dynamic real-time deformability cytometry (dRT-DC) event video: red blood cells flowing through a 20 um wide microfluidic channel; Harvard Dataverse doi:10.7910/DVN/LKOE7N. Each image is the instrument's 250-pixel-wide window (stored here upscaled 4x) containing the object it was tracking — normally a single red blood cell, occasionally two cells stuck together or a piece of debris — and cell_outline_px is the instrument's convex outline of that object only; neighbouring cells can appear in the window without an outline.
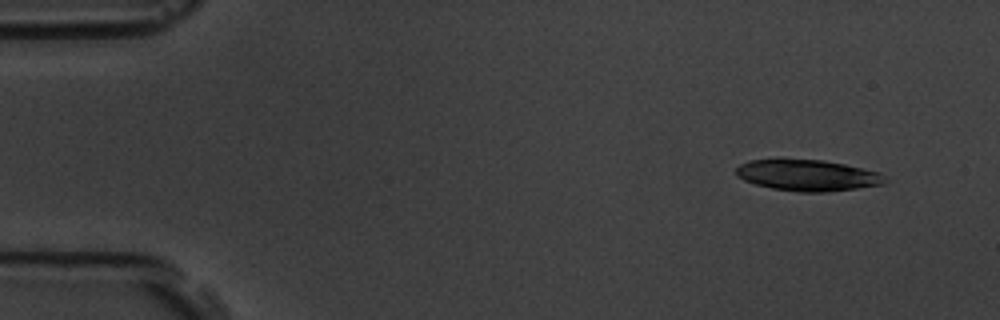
{"species": "common noctule bat (a hibernating species)", "species_latin": "Nyctalus noctula", "temperature_condition": "room temperature", "stored_images_in_passage": 2, "segment_of_instrument_passage": [2, 2], "camera_frame_rate_fps": 3000, "um_per_image_px": 0.085, "animal": {"sex": "male", "body_mass_g": 19.5, "forearm_length_mm": 54.6}, "frame": {"image": 1, "passage_image": 2, "time_ms": 2.0, "image_size_px": [1000, 320], "cell_outline_px": [[888, 180], [884, 184], [828, 192], [800, 192], [772, 188], [756, 184], [744, 180], [736, 176], [736, 168], [740, 164], [748, 160], [776, 156], [824, 160], [844, 164], [880, 172]], "centroid_in_image_um": [68.58, 14.85], "position_along_channel_um": 16.4, "area_um2": 27.98}}